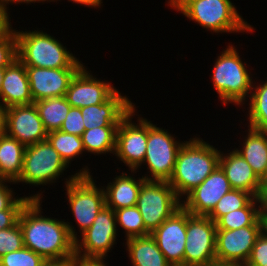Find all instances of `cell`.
Returning <instances> with one entry per match:
<instances>
[{"label":"cell","instance_id":"44","mask_svg":"<svg viewBox=\"0 0 267 266\" xmlns=\"http://www.w3.org/2000/svg\"><path fill=\"white\" fill-rule=\"evenodd\" d=\"M6 134V108L0 103V137Z\"/></svg>","mask_w":267,"mask_h":266},{"label":"cell","instance_id":"6","mask_svg":"<svg viewBox=\"0 0 267 266\" xmlns=\"http://www.w3.org/2000/svg\"><path fill=\"white\" fill-rule=\"evenodd\" d=\"M87 168L71 175L65 183L69 205L81 234L92 225L100 210L106 205L105 187H96Z\"/></svg>","mask_w":267,"mask_h":266},{"label":"cell","instance_id":"11","mask_svg":"<svg viewBox=\"0 0 267 266\" xmlns=\"http://www.w3.org/2000/svg\"><path fill=\"white\" fill-rule=\"evenodd\" d=\"M116 225L115 211L105 205L92 225L82 233L81 242L79 239L75 241V254L82 257L106 258L107 252L116 241Z\"/></svg>","mask_w":267,"mask_h":266},{"label":"cell","instance_id":"17","mask_svg":"<svg viewBox=\"0 0 267 266\" xmlns=\"http://www.w3.org/2000/svg\"><path fill=\"white\" fill-rule=\"evenodd\" d=\"M80 69L26 66L33 101L65 96L71 80Z\"/></svg>","mask_w":267,"mask_h":266},{"label":"cell","instance_id":"18","mask_svg":"<svg viewBox=\"0 0 267 266\" xmlns=\"http://www.w3.org/2000/svg\"><path fill=\"white\" fill-rule=\"evenodd\" d=\"M116 91L111 83L94 78L82 67L71 80L65 97L71 107L83 108L104 103Z\"/></svg>","mask_w":267,"mask_h":266},{"label":"cell","instance_id":"42","mask_svg":"<svg viewBox=\"0 0 267 266\" xmlns=\"http://www.w3.org/2000/svg\"><path fill=\"white\" fill-rule=\"evenodd\" d=\"M260 216H267V182H263L259 196Z\"/></svg>","mask_w":267,"mask_h":266},{"label":"cell","instance_id":"27","mask_svg":"<svg viewBox=\"0 0 267 266\" xmlns=\"http://www.w3.org/2000/svg\"><path fill=\"white\" fill-rule=\"evenodd\" d=\"M257 203H259L258 197H254L244 208L222 216L216 222V228L235 230L247 226H263V221L260 218L259 205Z\"/></svg>","mask_w":267,"mask_h":266},{"label":"cell","instance_id":"13","mask_svg":"<svg viewBox=\"0 0 267 266\" xmlns=\"http://www.w3.org/2000/svg\"><path fill=\"white\" fill-rule=\"evenodd\" d=\"M263 226H247L235 230L217 229L216 261L245 265Z\"/></svg>","mask_w":267,"mask_h":266},{"label":"cell","instance_id":"31","mask_svg":"<svg viewBox=\"0 0 267 266\" xmlns=\"http://www.w3.org/2000/svg\"><path fill=\"white\" fill-rule=\"evenodd\" d=\"M253 198L252 194L244 190L231 189L219 200L208 217L216 223L229 212L244 208Z\"/></svg>","mask_w":267,"mask_h":266},{"label":"cell","instance_id":"9","mask_svg":"<svg viewBox=\"0 0 267 266\" xmlns=\"http://www.w3.org/2000/svg\"><path fill=\"white\" fill-rule=\"evenodd\" d=\"M68 166L48 140L26 146L21 176L15 182L46 185L56 182ZM50 182V183H49Z\"/></svg>","mask_w":267,"mask_h":266},{"label":"cell","instance_id":"10","mask_svg":"<svg viewBox=\"0 0 267 266\" xmlns=\"http://www.w3.org/2000/svg\"><path fill=\"white\" fill-rule=\"evenodd\" d=\"M216 223L188 212L183 266H205L216 261Z\"/></svg>","mask_w":267,"mask_h":266},{"label":"cell","instance_id":"48","mask_svg":"<svg viewBox=\"0 0 267 266\" xmlns=\"http://www.w3.org/2000/svg\"><path fill=\"white\" fill-rule=\"evenodd\" d=\"M263 221V231L267 234V216H260Z\"/></svg>","mask_w":267,"mask_h":266},{"label":"cell","instance_id":"45","mask_svg":"<svg viewBox=\"0 0 267 266\" xmlns=\"http://www.w3.org/2000/svg\"><path fill=\"white\" fill-rule=\"evenodd\" d=\"M50 2L51 1H54V0H49ZM69 1H73L77 4H83V5H86V6H91V7H94V8H97V7H100L101 5V1L102 0H69Z\"/></svg>","mask_w":267,"mask_h":266},{"label":"cell","instance_id":"7","mask_svg":"<svg viewBox=\"0 0 267 266\" xmlns=\"http://www.w3.org/2000/svg\"><path fill=\"white\" fill-rule=\"evenodd\" d=\"M181 202L168 181L145 180L136 207L142 215L145 228L152 233L182 207Z\"/></svg>","mask_w":267,"mask_h":266},{"label":"cell","instance_id":"19","mask_svg":"<svg viewBox=\"0 0 267 266\" xmlns=\"http://www.w3.org/2000/svg\"><path fill=\"white\" fill-rule=\"evenodd\" d=\"M134 104L117 90L102 104L80 108L85 130L103 126H119Z\"/></svg>","mask_w":267,"mask_h":266},{"label":"cell","instance_id":"5","mask_svg":"<svg viewBox=\"0 0 267 266\" xmlns=\"http://www.w3.org/2000/svg\"><path fill=\"white\" fill-rule=\"evenodd\" d=\"M216 60L211 77L222 103L244 104L252 92L253 81L239 53L229 45Z\"/></svg>","mask_w":267,"mask_h":266},{"label":"cell","instance_id":"36","mask_svg":"<svg viewBox=\"0 0 267 266\" xmlns=\"http://www.w3.org/2000/svg\"><path fill=\"white\" fill-rule=\"evenodd\" d=\"M244 266H267V234L264 231L257 237Z\"/></svg>","mask_w":267,"mask_h":266},{"label":"cell","instance_id":"35","mask_svg":"<svg viewBox=\"0 0 267 266\" xmlns=\"http://www.w3.org/2000/svg\"><path fill=\"white\" fill-rule=\"evenodd\" d=\"M41 195L42 194L38 193L29 197H18V199L7 210L0 211V230L15 226L19 221V216L25 205L31 199L41 200Z\"/></svg>","mask_w":267,"mask_h":266},{"label":"cell","instance_id":"40","mask_svg":"<svg viewBox=\"0 0 267 266\" xmlns=\"http://www.w3.org/2000/svg\"><path fill=\"white\" fill-rule=\"evenodd\" d=\"M7 13L6 5L0 0V36L9 35L13 29Z\"/></svg>","mask_w":267,"mask_h":266},{"label":"cell","instance_id":"25","mask_svg":"<svg viewBox=\"0 0 267 266\" xmlns=\"http://www.w3.org/2000/svg\"><path fill=\"white\" fill-rule=\"evenodd\" d=\"M126 241V250L133 266H172L151 234L129 238Z\"/></svg>","mask_w":267,"mask_h":266},{"label":"cell","instance_id":"43","mask_svg":"<svg viewBox=\"0 0 267 266\" xmlns=\"http://www.w3.org/2000/svg\"><path fill=\"white\" fill-rule=\"evenodd\" d=\"M42 266H75V254L63 259L45 260Z\"/></svg>","mask_w":267,"mask_h":266},{"label":"cell","instance_id":"4","mask_svg":"<svg viewBox=\"0 0 267 266\" xmlns=\"http://www.w3.org/2000/svg\"><path fill=\"white\" fill-rule=\"evenodd\" d=\"M168 4L202 28L216 33L253 30L230 0H169Z\"/></svg>","mask_w":267,"mask_h":266},{"label":"cell","instance_id":"47","mask_svg":"<svg viewBox=\"0 0 267 266\" xmlns=\"http://www.w3.org/2000/svg\"><path fill=\"white\" fill-rule=\"evenodd\" d=\"M205 266H244L238 263H228V262H220V261H214L211 263H208Z\"/></svg>","mask_w":267,"mask_h":266},{"label":"cell","instance_id":"28","mask_svg":"<svg viewBox=\"0 0 267 266\" xmlns=\"http://www.w3.org/2000/svg\"><path fill=\"white\" fill-rule=\"evenodd\" d=\"M118 126L85 130L81 136L85 151L96 154L115 153Z\"/></svg>","mask_w":267,"mask_h":266},{"label":"cell","instance_id":"8","mask_svg":"<svg viewBox=\"0 0 267 266\" xmlns=\"http://www.w3.org/2000/svg\"><path fill=\"white\" fill-rule=\"evenodd\" d=\"M150 122L147 120V145L143 163L147 164V169L152 176H144L143 178L169 181L173 174L178 152L184 142L175 141L167 130Z\"/></svg>","mask_w":267,"mask_h":266},{"label":"cell","instance_id":"38","mask_svg":"<svg viewBox=\"0 0 267 266\" xmlns=\"http://www.w3.org/2000/svg\"><path fill=\"white\" fill-rule=\"evenodd\" d=\"M60 131L82 136L85 131L83 117L80 111V108L71 107L68 114L66 115L65 120L63 121Z\"/></svg>","mask_w":267,"mask_h":266},{"label":"cell","instance_id":"3","mask_svg":"<svg viewBox=\"0 0 267 266\" xmlns=\"http://www.w3.org/2000/svg\"><path fill=\"white\" fill-rule=\"evenodd\" d=\"M15 31L17 58L25 66L82 68L84 65L55 37L43 31Z\"/></svg>","mask_w":267,"mask_h":266},{"label":"cell","instance_id":"34","mask_svg":"<svg viewBox=\"0 0 267 266\" xmlns=\"http://www.w3.org/2000/svg\"><path fill=\"white\" fill-rule=\"evenodd\" d=\"M23 247V233L19 222L11 228L0 230V258L6 253L20 250Z\"/></svg>","mask_w":267,"mask_h":266},{"label":"cell","instance_id":"26","mask_svg":"<svg viewBox=\"0 0 267 266\" xmlns=\"http://www.w3.org/2000/svg\"><path fill=\"white\" fill-rule=\"evenodd\" d=\"M34 104L48 133L60 130L71 108L65 96L42 99Z\"/></svg>","mask_w":267,"mask_h":266},{"label":"cell","instance_id":"16","mask_svg":"<svg viewBox=\"0 0 267 266\" xmlns=\"http://www.w3.org/2000/svg\"><path fill=\"white\" fill-rule=\"evenodd\" d=\"M6 134L25 146L48 136L34 103L6 108Z\"/></svg>","mask_w":267,"mask_h":266},{"label":"cell","instance_id":"20","mask_svg":"<svg viewBox=\"0 0 267 266\" xmlns=\"http://www.w3.org/2000/svg\"><path fill=\"white\" fill-rule=\"evenodd\" d=\"M0 103L4 108L16 105L34 103L26 66L18 59H14L6 68L0 88Z\"/></svg>","mask_w":267,"mask_h":266},{"label":"cell","instance_id":"24","mask_svg":"<svg viewBox=\"0 0 267 266\" xmlns=\"http://www.w3.org/2000/svg\"><path fill=\"white\" fill-rule=\"evenodd\" d=\"M243 142L242 150L236 149L262 181L267 180V132L251 127Z\"/></svg>","mask_w":267,"mask_h":266},{"label":"cell","instance_id":"2","mask_svg":"<svg viewBox=\"0 0 267 266\" xmlns=\"http://www.w3.org/2000/svg\"><path fill=\"white\" fill-rule=\"evenodd\" d=\"M221 151L200 138L184 141L168 183L176 195H187L199 186L219 165Z\"/></svg>","mask_w":267,"mask_h":266},{"label":"cell","instance_id":"23","mask_svg":"<svg viewBox=\"0 0 267 266\" xmlns=\"http://www.w3.org/2000/svg\"><path fill=\"white\" fill-rule=\"evenodd\" d=\"M26 146L5 134L0 137V181L15 183L23 169Z\"/></svg>","mask_w":267,"mask_h":266},{"label":"cell","instance_id":"41","mask_svg":"<svg viewBox=\"0 0 267 266\" xmlns=\"http://www.w3.org/2000/svg\"><path fill=\"white\" fill-rule=\"evenodd\" d=\"M103 259L105 258L82 257L75 254V266H107Z\"/></svg>","mask_w":267,"mask_h":266},{"label":"cell","instance_id":"33","mask_svg":"<svg viewBox=\"0 0 267 266\" xmlns=\"http://www.w3.org/2000/svg\"><path fill=\"white\" fill-rule=\"evenodd\" d=\"M45 259L27 247L6 253L0 258V266H42Z\"/></svg>","mask_w":267,"mask_h":266},{"label":"cell","instance_id":"15","mask_svg":"<svg viewBox=\"0 0 267 266\" xmlns=\"http://www.w3.org/2000/svg\"><path fill=\"white\" fill-rule=\"evenodd\" d=\"M231 189L229 180L218 165L199 186L186 195L182 207L192 215L208 216Z\"/></svg>","mask_w":267,"mask_h":266},{"label":"cell","instance_id":"12","mask_svg":"<svg viewBox=\"0 0 267 266\" xmlns=\"http://www.w3.org/2000/svg\"><path fill=\"white\" fill-rule=\"evenodd\" d=\"M133 108L119 123L116 134L115 155L131 172H135L145 159L147 145V120L137 119L138 125L132 123Z\"/></svg>","mask_w":267,"mask_h":266},{"label":"cell","instance_id":"1","mask_svg":"<svg viewBox=\"0 0 267 266\" xmlns=\"http://www.w3.org/2000/svg\"><path fill=\"white\" fill-rule=\"evenodd\" d=\"M40 199H31L19 216L24 247L45 260L63 259L75 254V229L68 222L41 215Z\"/></svg>","mask_w":267,"mask_h":266},{"label":"cell","instance_id":"37","mask_svg":"<svg viewBox=\"0 0 267 266\" xmlns=\"http://www.w3.org/2000/svg\"><path fill=\"white\" fill-rule=\"evenodd\" d=\"M16 58V36L13 30L9 35L0 36V68H6Z\"/></svg>","mask_w":267,"mask_h":266},{"label":"cell","instance_id":"29","mask_svg":"<svg viewBox=\"0 0 267 266\" xmlns=\"http://www.w3.org/2000/svg\"><path fill=\"white\" fill-rule=\"evenodd\" d=\"M50 145L59 153L61 159L69 166L72 159L85 151L82 138L60 130L48 133L46 138Z\"/></svg>","mask_w":267,"mask_h":266},{"label":"cell","instance_id":"32","mask_svg":"<svg viewBox=\"0 0 267 266\" xmlns=\"http://www.w3.org/2000/svg\"><path fill=\"white\" fill-rule=\"evenodd\" d=\"M115 216L116 223L126 232V239L151 234L145 228L142 215L136 206L115 210Z\"/></svg>","mask_w":267,"mask_h":266},{"label":"cell","instance_id":"49","mask_svg":"<svg viewBox=\"0 0 267 266\" xmlns=\"http://www.w3.org/2000/svg\"><path fill=\"white\" fill-rule=\"evenodd\" d=\"M4 74H5V68H0V88L3 82Z\"/></svg>","mask_w":267,"mask_h":266},{"label":"cell","instance_id":"39","mask_svg":"<svg viewBox=\"0 0 267 266\" xmlns=\"http://www.w3.org/2000/svg\"><path fill=\"white\" fill-rule=\"evenodd\" d=\"M10 188L6 185L5 181H0V211L7 210L18 198L14 197Z\"/></svg>","mask_w":267,"mask_h":266},{"label":"cell","instance_id":"21","mask_svg":"<svg viewBox=\"0 0 267 266\" xmlns=\"http://www.w3.org/2000/svg\"><path fill=\"white\" fill-rule=\"evenodd\" d=\"M219 166L224 171L232 189L244 190L254 197L259 196L263 181L236 149L228 155L220 153Z\"/></svg>","mask_w":267,"mask_h":266},{"label":"cell","instance_id":"46","mask_svg":"<svg viewBox=\"0 0 267 266\" xmlns=\"http://www.w3.org/2000/svg\"><path fill=\"white\" fill-rule=\"evenodd\" d=\"M5 5H6V7H7V4H9V2L10 3H27V4H29L30 2L31 3H35V2H41V1H47L48 2V0H1Z\"/></svg>","mask_w":267,"mask_h":266},{"label":"cell","instance_id":"22","mask_svg":"<svg viewBox=\"0 0 267 266\" xmlns=\"http://www.w3.org/2000/svg\"><path fill=\"white\" fill-rule=\"evenodd\" d=\"M114 179L104 189L106 206L114 211L136 206L140 188L146 179L142 176V178L136 180L134 177L125 173H122Z\"/></svg>","mask_w":267,"mask_h":266},{"label":"cell","instance_id":"30","mask_svg":"<svg viewBox=\"0 0 267 266\" xmlns=\"http://www.w3.org/2000/svg\"><path fill=\"white\" fill-rule=\"evenodd\" d=\"M255 88V91H254ZM250 93L249 124L251 128L267 132V81L259 86L253 84Z\"/></svg>","mask_w":267,"mask_h":266},{"label":"cell","instance_id":"14","mask_svg":"<svg viewBox=\"0 0 267 266\" xmlns=\"http://www.w3.org/2000/svg\"><path fill=\"white\" fill-rule=\"evenodd\" d=\"M187 220L188 211L181 207L151 233L172 266H183Z\"/></svg>","mask_w":267,"mask_h":266}]
</instances>
